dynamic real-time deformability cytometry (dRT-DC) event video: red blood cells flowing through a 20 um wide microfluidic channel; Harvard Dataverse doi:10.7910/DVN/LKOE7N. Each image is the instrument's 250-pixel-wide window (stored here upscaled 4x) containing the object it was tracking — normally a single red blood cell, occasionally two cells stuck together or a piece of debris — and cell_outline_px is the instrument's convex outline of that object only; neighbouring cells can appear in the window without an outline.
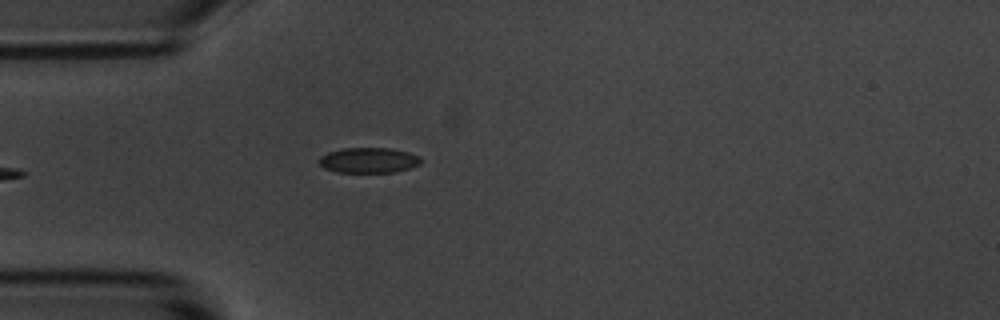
{"species": "common noctule bat (a hibernating species)", "species_latin": "Nyctalus noctula", "temperature_condition": "room temperature", "stored_images_in_passage": 2, "camera_frame_rate_fps": 3000, "um_per_image_px": 0.085, "animal": {"sex": "male", "body_mass_g": 20.1, "forearm_length_mm": 53.5}, "frame": {"image": 1, "passage_image": 2, "time_ms": 1.333, "image_size_px": [1000, 320], "cell_outline_px": [[424, 160], [420, 164], [396, 172], [336, 172], [324, 168], [320, 164], [320, 156], [328, 152], [344, 148], [392, 148], [408, 152], [420, 156]], "centroid_in_image_um": [31.37, 13.62], "position_along_channel_um": 53.6, "area_um2": 15.09}}